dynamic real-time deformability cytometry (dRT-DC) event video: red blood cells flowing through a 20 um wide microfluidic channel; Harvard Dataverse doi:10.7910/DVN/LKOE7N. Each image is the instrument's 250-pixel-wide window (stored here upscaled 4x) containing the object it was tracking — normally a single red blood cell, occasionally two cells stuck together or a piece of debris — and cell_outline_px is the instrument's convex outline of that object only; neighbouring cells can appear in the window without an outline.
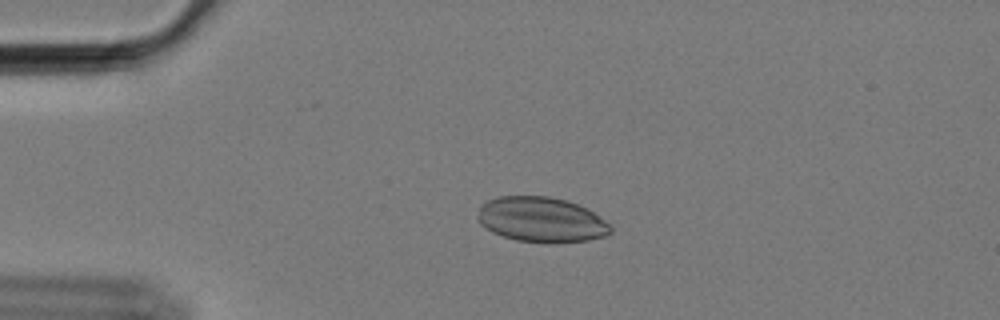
{"species": "Egyptian fruit bat (a non-hibernating species)", "species_latin": "Rousettus aegyptiacus", "temperature_condition": "cold", "stored_images_in_passage": 58, "camera_frame_rate_fps": 3000, "um_per_image_px": 0.085, "animal": {"sex": "female"}, "frame": {"image": 1, "passage_image": 13, "time_ms": 4.0, "image_size_px": [1000, 320], "cell_outline_px": [[612, 232], [604, 236], [588, 240], [552, 244], [548, 244], [516, 240], [492, 232], [480, 224], [476, 220], [476, 216], [480, 208], [488, 200], [500, 196], [548, 196], [564, 200], [576, 204], [592, 212], [604, 220], [612, 228]], "centroid_in_image_um": [45.98, 18.69], "position_along_channel_um": 39.0, "area_um2": 34.91}}
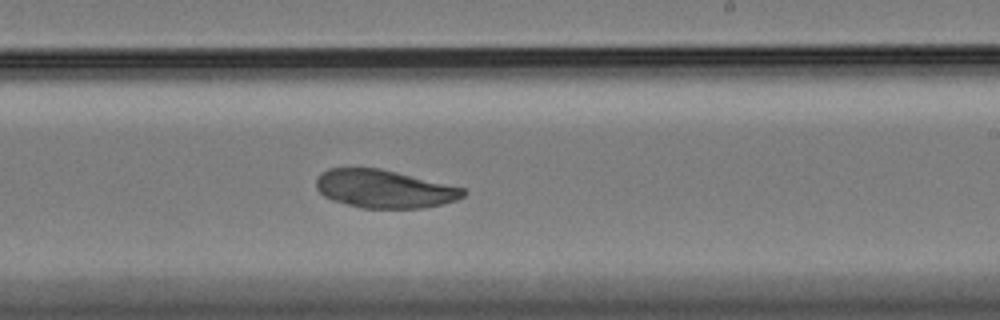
{"frame": {"image": 2, "passage_image": 35, "time_ms": 11.333, "image_size_px": [1000, 320], "cell_outline_px": [[468, 192], [464, 196], [456, 200], [440, 204], [420, 208], [360, 208], [332, 200], [324, 196], [316, 188], [316, 180], [320, 172], [328, 168], [380, 168], [464, 188]], "centroid_in_image_um": [32.63, 16.05], "position_along_channel_um": 256.4, "area_um2": 32.6}}
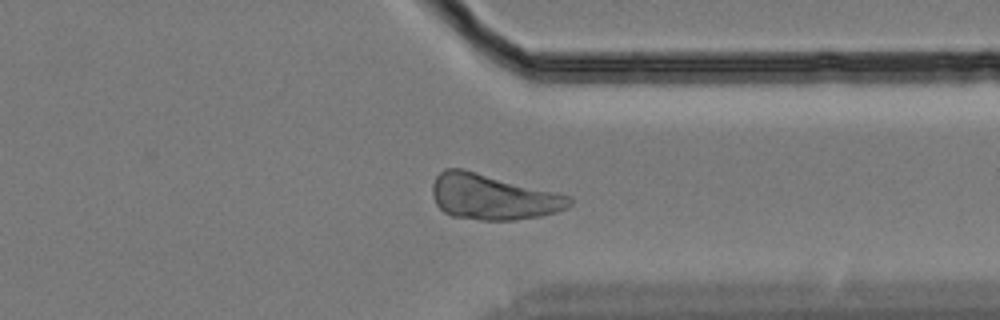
{"frame": {"image": 3, "passage_image": 45, "time_ms": 14.667, "image_size_px": [1000, 320], "cell_outline_px": [[572, 204], [568, 208], [556, 212], [540, 216], [516, 220], [480, 220], [452, 216], [444, 212], [436, 204], [432, 196], [432, 184], [436, 176], [444, 168], [464, 168], [572, 196]], "centroid_in_image_um": [41.89, 16.73], "position_along_channel_um": 369.5, "area_um2": 36.76}}